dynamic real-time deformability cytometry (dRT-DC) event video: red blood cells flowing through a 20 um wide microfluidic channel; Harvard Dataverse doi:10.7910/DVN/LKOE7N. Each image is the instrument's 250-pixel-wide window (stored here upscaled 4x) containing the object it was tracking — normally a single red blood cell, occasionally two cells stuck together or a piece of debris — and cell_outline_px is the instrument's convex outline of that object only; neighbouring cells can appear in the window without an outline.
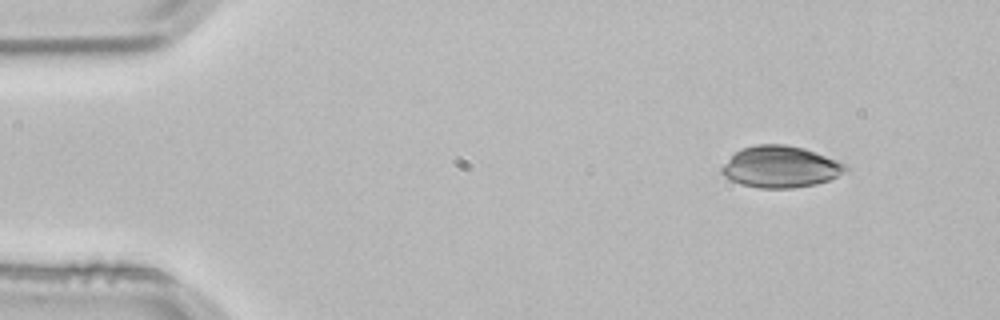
{"species": "common noctule bat (a hibernating species)", "species_latin": "Nyctalus noctula", "temperature_condition": "room temperature", "stored_images_in_passage": 4, "segment_of_instrument_passage": [1, 2], "camera_frame_rate_fps": 3000, "um_per_image_px": 0.085, "animal": {"sex": "male", "body_mass_g": 21.5, "forearm_length_mm": 52.0}, "frame": {"image": 1, "passage_image": 1, "time_ms": 0.0, "image_size_px": [1000, 320], "cell_outline_px": [[848, 168], [836, 176], [828, 180], [816, 184], [792, 188], [760, 188], [740, 184], [724, 176], [720, 172], [720, 168], [740, 148], [756, 144], [784, 144], [804, 148], [816, 152], [848, 164]], "centroid_in_image_um": [66.33, 14.17], "position_along_channel_um": 18.7, "area_um2": 29.94}}